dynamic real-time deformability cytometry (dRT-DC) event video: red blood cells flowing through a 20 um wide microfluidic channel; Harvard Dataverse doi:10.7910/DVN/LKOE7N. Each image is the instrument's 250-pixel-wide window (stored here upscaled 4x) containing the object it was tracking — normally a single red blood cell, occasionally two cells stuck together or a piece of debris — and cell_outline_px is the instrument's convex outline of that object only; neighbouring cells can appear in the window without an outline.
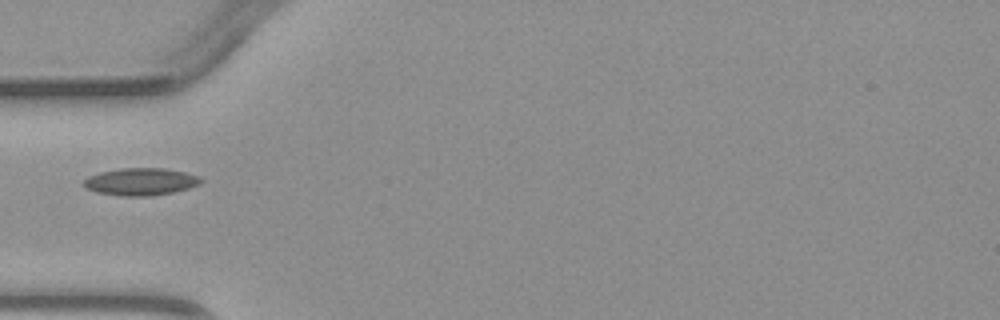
{"species": "common noctule bat (a hibernating species)", "species_latin": "Nyctalus noctula", "temperature_condition": "warm", "stored_images_in_passage": 1, "camera_frame_rate_fps": 3000, "um_per_image_px": 0.085, "animal": {"sex": "male", "body_mass_g": 23.1, "forearm_length_mm": 52.7}, "frame": {"image": 1, "passage_image": 1, "time_ms": 0.0, "image_size_px": [1000, 320], "cell_outline_px": [[204, 180], [200, 184], [188, 188], [172, 192], [152, 196], [120, 196], [96, 192], [84, 188], [80, 184], [88, 176], [100, 172], [120, 168], [164, 168], [184, 172], [200, 176]], "centroid_in_image_um": [11.92, 15.44], "position_along_channel_um": 73.1, "area_um2": 18.9}}